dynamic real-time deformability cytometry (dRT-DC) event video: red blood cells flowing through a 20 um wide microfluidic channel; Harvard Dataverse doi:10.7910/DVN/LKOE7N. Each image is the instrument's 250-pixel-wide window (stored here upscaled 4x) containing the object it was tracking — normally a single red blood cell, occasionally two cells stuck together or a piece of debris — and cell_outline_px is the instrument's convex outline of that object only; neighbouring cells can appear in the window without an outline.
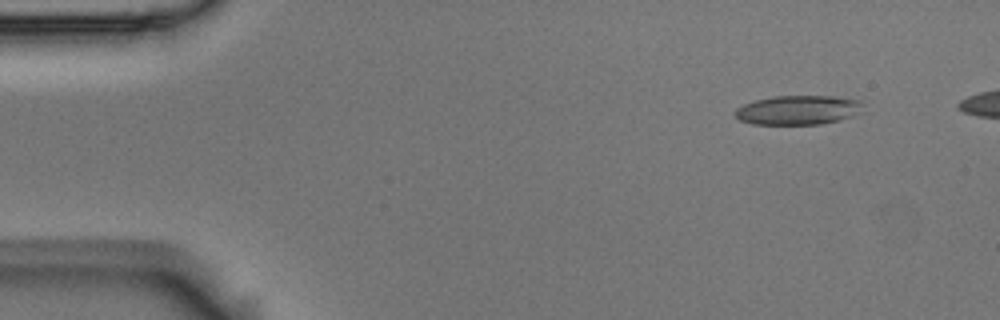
{"species": "Egyptian fruit bat (a non-hibernating species)", "species_latin": "Rousettus aegyptiacus", "temperature_condition": "room temperature", "stored_images_in_passage": 5, "camera_frame_rate_fps": 3000, "um_per_image_px": 0.085, "animal": {"sex": "male"}, "frame": {"image": 1, "passage_image": 2, "time_ms": 0.333, "image_size_px": [1000, 320], "cell_outline_px": [[864, 112], [852, 116], [820, 124], [752, 124], [740, 120], [736, 116], [736, 108], [744, 104], [756, 100], [772, 96], [832, 96], [860, 100]], "centroid_in_image_um": [67.86, 9.35], "position_along_channel_um": 17.1, "area_um2": 21.73}}